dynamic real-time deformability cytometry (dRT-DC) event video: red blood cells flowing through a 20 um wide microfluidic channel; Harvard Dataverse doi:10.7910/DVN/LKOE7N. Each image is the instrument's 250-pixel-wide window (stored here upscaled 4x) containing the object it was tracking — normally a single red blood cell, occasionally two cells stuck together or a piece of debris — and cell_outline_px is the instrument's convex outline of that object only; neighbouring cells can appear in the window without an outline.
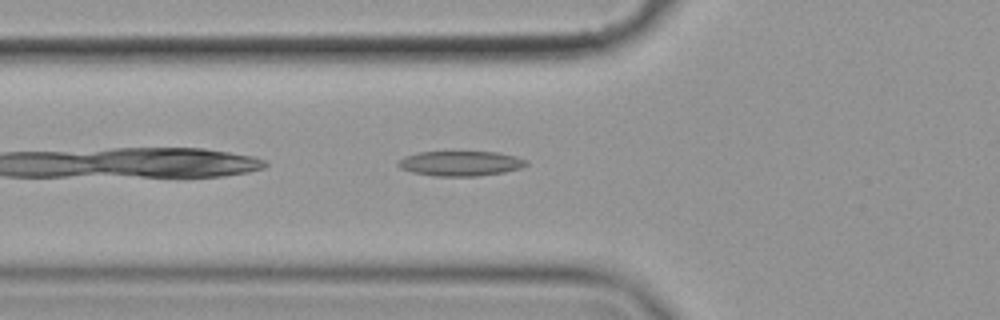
{"species": "common noctule bat (a hibernating species)", "species_latin": "Nyctalus noctula", "temperature_condition": "cold", "stored_images_in_passage": 40, "camera_frame_rate_fps": 3000, "um_per_image_px": 0.085, "animal": {"sex": "female", "body_mass_g": 19.9}, "frame": {"image": 1, "passage_image": 4, "time_ms": 1.0, "image_size_px": [1000, 320], "cell_outline_px": [[528, 164], [520, 168], [504, 172], [480, 176], [436, 176], [412, 172], [400, 168], [396, 164], [404, 156], [420, 152], [496, 152], [516, 156], [528, 160]], "centroid_in_image_um": [39.16, 13.89], "position_along_channel_um": 86.6, "area_um2": 18.61}}
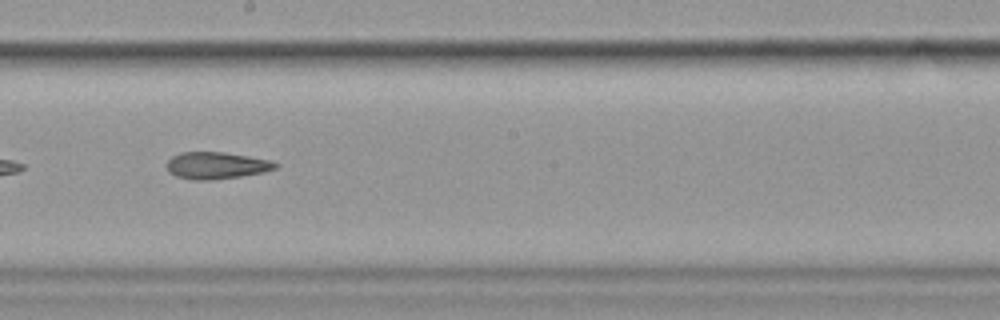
{"frame": {"image": 2, "passage_image": 16, "time_ms": 5.0, "image_size_px": [1000, 320], "cell_outline_px": [[280, 164], [276, 168], [264, 172], [240, 176], [208, 180], [192, 180], [176, 176], [168, 172], [168, 160], [172, 156], [180, 152], [224, 152], [272, 160]], "centroid_in_image_um": [18.41, 14.06], "position_along_channel_um": 229.8, "area_um2": 17.05}}
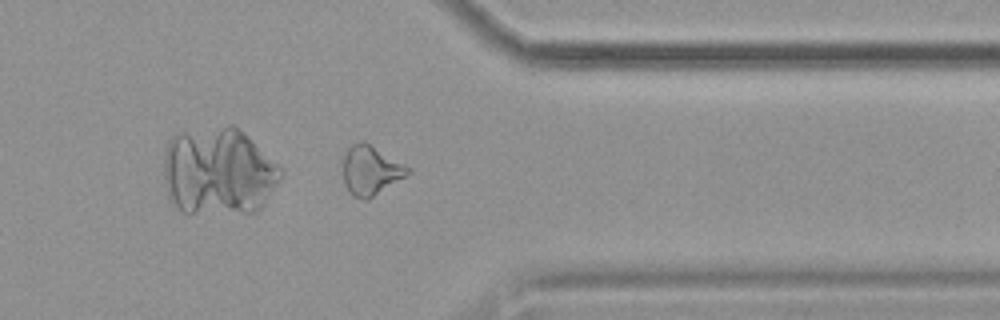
{"frame": {"image": 3, "passage_image": 29, "time_ms": 9.333, "image_size_px": [1000, 320], "cell_outline_px": [[412, 172], [368, 200], [364, 200], [352, 196], [348, 192], [344, 184], [344, 156], [348, 148], [352, 144], [360, 140], [368, 144], [412, 168]], "centroid_in_image_um": [31.51, 14.51], "position_along_channel_um": 379.9, "area_um2": 18.5}}